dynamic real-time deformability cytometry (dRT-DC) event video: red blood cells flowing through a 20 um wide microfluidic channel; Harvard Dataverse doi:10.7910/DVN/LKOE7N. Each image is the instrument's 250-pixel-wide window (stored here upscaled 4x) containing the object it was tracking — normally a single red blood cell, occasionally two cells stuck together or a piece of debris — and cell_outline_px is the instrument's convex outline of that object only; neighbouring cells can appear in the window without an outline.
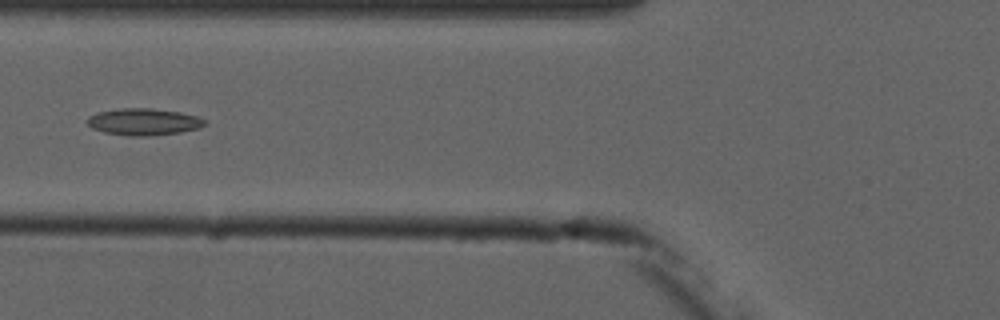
{"species": "common noctule bat (a hibernating species)", "species_latin": "Nyctalus noctula", "temperature_condition": "cold", "stored_images_in_passage": 6, "camera_frame_rate_fps": 3000, "um_per_image_px": 0.085, "animal": {"sex": "male", "forearm_length_mm": 52.5}, "frame": {"image": 1, "passage_image": 6, "time_ms": 5.667, "image_size_px": [1000, 320], "cell_outline_px": [[204, 124], [200, 128], [180, 132], [148, 136], [128, 136], [104, 132], [92, 128], [88, 124], [88, 116], [96, 112], [116, 108], [152, 108], [180, 112], [196, 116], [204, 120]], "centroid_in_image_um": [12.17, 10.35], "position_along_channel_um": 113.6, "area_um2": 18.38}}